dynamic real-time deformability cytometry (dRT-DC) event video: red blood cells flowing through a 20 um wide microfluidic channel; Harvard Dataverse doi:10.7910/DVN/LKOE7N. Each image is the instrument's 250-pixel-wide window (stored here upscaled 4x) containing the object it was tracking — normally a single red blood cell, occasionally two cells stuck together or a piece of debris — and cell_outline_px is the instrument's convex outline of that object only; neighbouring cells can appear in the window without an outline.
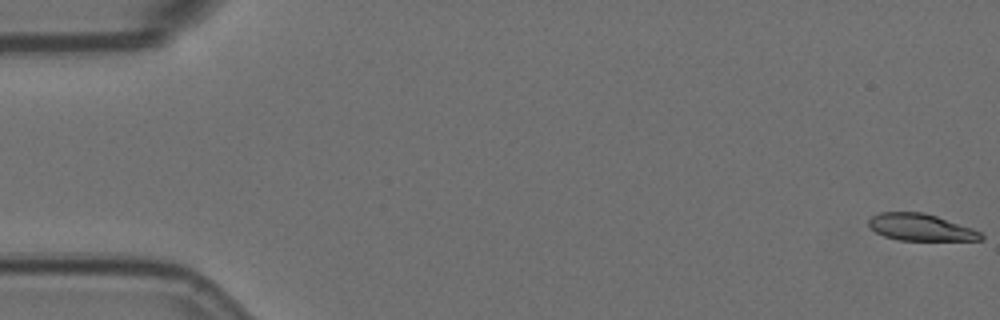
{"species": "Egyptian fruit bat (a non-hibernating species)", "species_latin": "Rousettus aegyptiacus", "temperature_condition": "room temperature", "stored_images_in_passage": 14, "camera_frame_rate_fps": 3000, "um_per_image_px": 0.085, "animal": {"sex": "female"}, "frame": {"image": 1, "passage_image": 1, "time_ms": 0.0, "image_size_px": [1000, 320], "cell_outline_px": [[984, 240], [900, 240], [884, 236], [876, 232], [868, 224], [868, 220], [872, 216], [880, 212], [924, 212], [972, 228], [980, 232], [984, 236]], "centroid_in_image_um": [78.26, 19.32], "position_along_channel_um": 6.7, "area_um2": 17.46}}